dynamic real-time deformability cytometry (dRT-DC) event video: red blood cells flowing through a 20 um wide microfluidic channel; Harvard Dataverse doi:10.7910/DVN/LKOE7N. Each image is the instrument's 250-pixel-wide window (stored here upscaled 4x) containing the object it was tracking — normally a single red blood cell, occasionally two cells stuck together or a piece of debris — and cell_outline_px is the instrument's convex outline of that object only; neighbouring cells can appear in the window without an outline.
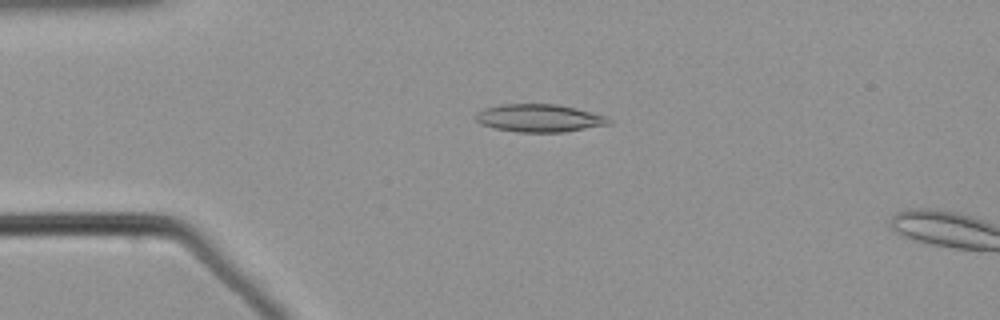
{"species": "common noctule bat (a hibernating species)", "species_latin": "Nyctalus noctula", "temperature_condition": "warm", "stored_images_in_passage": 15, "camera_frame_rate_fps": 3000, "um_per_image_px": 0.085, "animal": {"sex": "male", "body_mass_g": 21.5, "forearm_length_mm": 52.0}, "frame": {"image": 1, "passage_image": 13, "time_ms": 4.0, "image_size_px": [1000, 320], "cell_outline_px": [[612, 124], [564, 132], [516, 132], [496, 128], [480, 124], [476, 120], [476, 112], [484, 108], [500, 104], [556, 104], [576, 108], [604, 116], [612, 120]], "centroid_in_image_um": [45.83, 10.04], "position_along_channel_um": 39.2, "area_um2": 21.56}}